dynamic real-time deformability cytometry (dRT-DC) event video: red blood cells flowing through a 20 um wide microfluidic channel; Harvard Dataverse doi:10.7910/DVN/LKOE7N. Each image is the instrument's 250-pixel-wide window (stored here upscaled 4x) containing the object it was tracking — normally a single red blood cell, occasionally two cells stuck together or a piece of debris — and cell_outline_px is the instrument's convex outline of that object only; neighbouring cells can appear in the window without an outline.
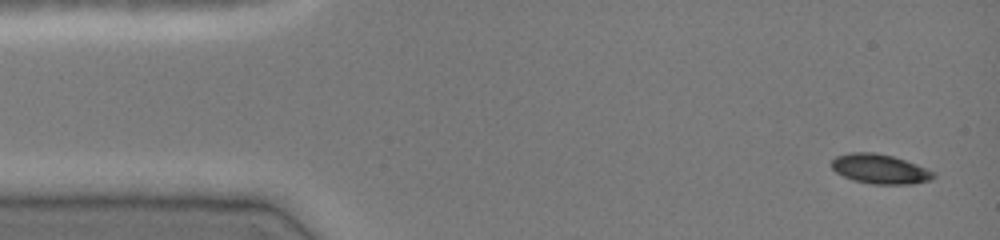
{"species": "common noctule bat (a hibernating species)", "species_latin": "Nyctalus noctula", "temperature_condition": "cold", "stored_images_in_passage": 47, "camera_frame_rate_fps": 3000, "um_per_image_px": 0.085, "animal": {"sex": "female", "body_mass_g": 19.0, "forearm_length_mm": 51.5}, "frame": {"image": 1, "passage_image": 1, "time_ms": 0.0, "image_size_px": [1000, 240], "cell_outline_px": [[936, 176], [932, 180], [912, 184], [872, 184], [852, 180], [836, 172], [832, 168], [832, 160], [836, 156], [852, 152], [872, 152], [892, 156], [916, 164], [936, 172]], "centroid_in_image_um": [74.82, 14.37], "position_along_channel_um": 10.2, "area_um2": 17.57}}
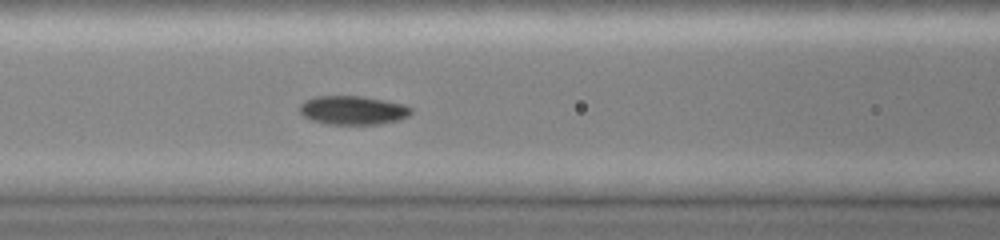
{"frame": {"image": 2, "passage_image": 18, "time_ms": 5.667, "image_size_px": [1000, 240], "cell_outline_px": [[412, 112], [408, 116], [400, 120], [380, 124], [328, 124], [312, 120], [304, 116], [300, 112], [300, 104], [304, 100], [316, 96], [360, 96], [384, 100], [404, 104], [412, 108]], "centroid_in_image_um": [30.01, 9.37], "position_along_channel_um": 136.6, "area_um2": 18.73}}
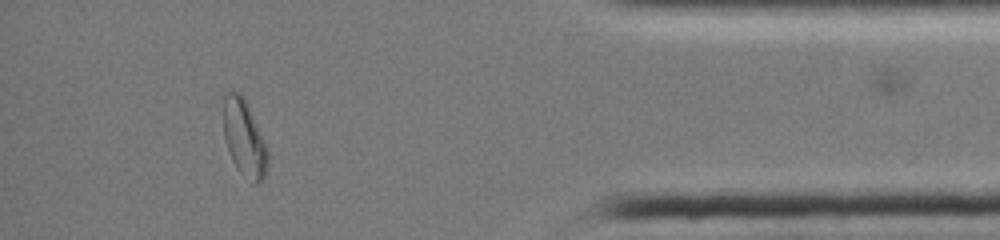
{"frame": {"image": 3, "passage_image": 41, "time_ms": 13.333, "image_size_px": [1000, 240], "cell_outline_px": [[268, 164], [264, 176], [256, 184], [232, 160], [224, 136], [224, 92], [232, 88], [240, 92], [244, 96], [248, 104], [268, 148]], "centroid_in_image_um": [20.76, 11.6], "position_along_channel_um": 414.4, "area_um2": 19.48}}